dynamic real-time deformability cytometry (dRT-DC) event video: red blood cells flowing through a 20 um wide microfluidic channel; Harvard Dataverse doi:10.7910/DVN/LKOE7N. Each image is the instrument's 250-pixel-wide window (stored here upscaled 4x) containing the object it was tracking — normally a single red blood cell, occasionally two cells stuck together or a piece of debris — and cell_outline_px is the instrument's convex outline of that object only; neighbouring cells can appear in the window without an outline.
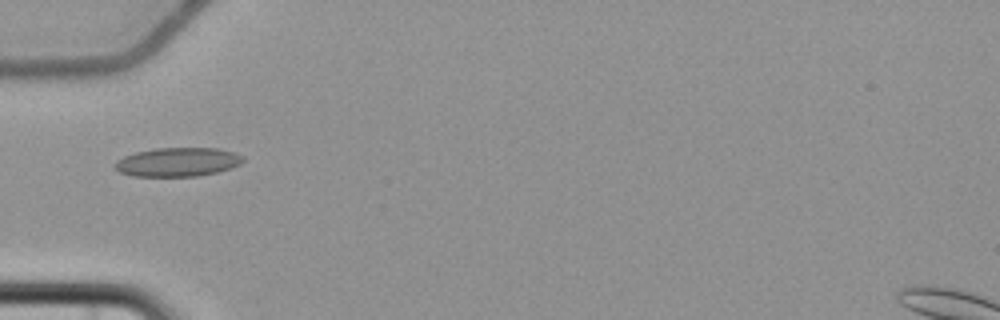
{"species": "common noctule bat (a hibernating species)", "species_latin": "Nyctalus noctula", "temperature_condition": "cold", "stored_images_in_passage": 6, "camera_frame_rate_fps": 3000, "um_per_image_px": 0.085, "animal": {"sex": "female", "body_mass_g": 22.7, "forearm_length_mm": 54.2}, "frame": {"image": 1, "passage_image": 5, "time_ms": 6.0, "image_size_px": [1000, 320], "cell_outline_px": [[244, 160], [240, 164], [232, 168], [200, 176], [132, 176], [120, 172], [112, 168], [112, 164], [116, 160], [124, 156], [136, 152], [156, 148], [216, 148], [236, 152], [244, 156]], "centroid_in_image_um": [15.09, 13.77], "position_along_channel_um": 69.9, "area_um2": 21.85}}
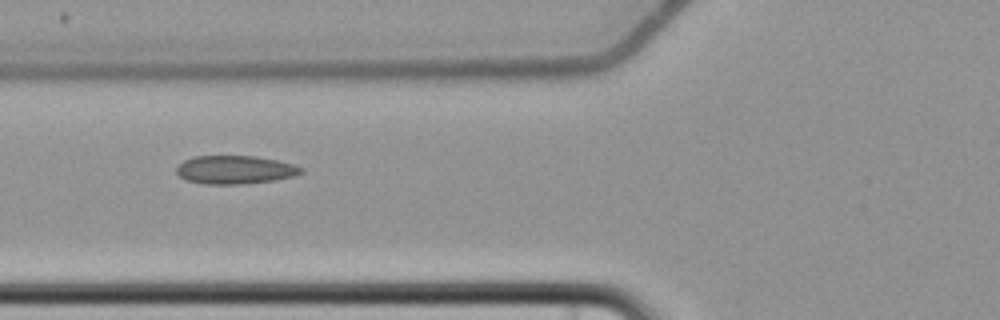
{"frame": {"image": 2, "passage_image": 6, "time_ms": 7.0, "image_size_px": [1000, 320], "cell_outline_px": [[304, 172], [296, 176], [276, 180], [244, 184], [204, 184], [188, 180], [180, 176], [176, 172], [176, 168], [184, 160], [192, 156], [256, 156], [276, 160], [292, 164], [304, 168]], "centroid_in_image_um": [20.01, 14.43], "position_along_channel_um": 105.8, "area_um2": 20.69}}